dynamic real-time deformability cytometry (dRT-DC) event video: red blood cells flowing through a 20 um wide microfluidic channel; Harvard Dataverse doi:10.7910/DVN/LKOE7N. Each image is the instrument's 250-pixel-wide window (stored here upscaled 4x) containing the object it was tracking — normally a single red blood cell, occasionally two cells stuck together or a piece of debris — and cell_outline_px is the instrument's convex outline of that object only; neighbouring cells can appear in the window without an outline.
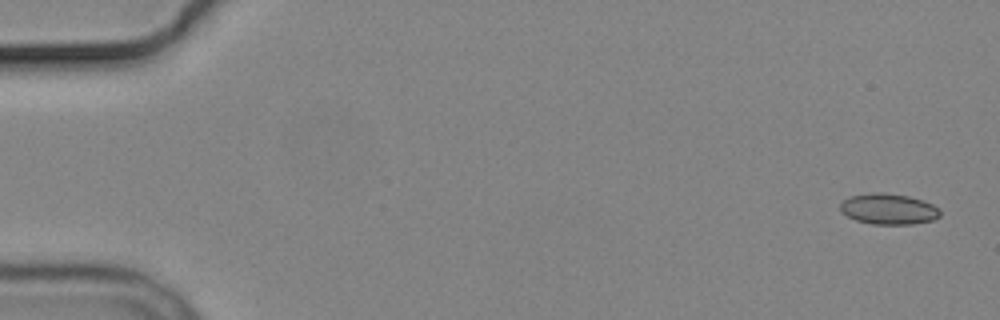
{"species": "common noctule bat (a hibernating species)", "species_latin": "Nyctalus noctula", "temperature_condition": "cold", "stored_images_in_passage": 6, "segment_of_instrument_passage": [1, 2], "camera_frame_rate_fps": 3000, "um_per_image_px": 0.085, "animal": {"sex": "male", "body_mass_g": 19.2, "forearm_length_mm": 51.8}, "frame": {"image": 1, "passage_image": 1, "time_ms": 0.0, "image_size_px": [1000, 320], "cell_outline_px": [[940, 216], [932, 220], [912, 224], [872, 224], [856, 220], [840, 212], [840, 204], [844, 200], [852, 196], [876, 192], [880, 192], [908, 196], [924, 200], [940, 208]], "centroid_in_image_um": [75.54, 17.77], "position_along_channel_um": 9.5, "area_um2": 17.86}}
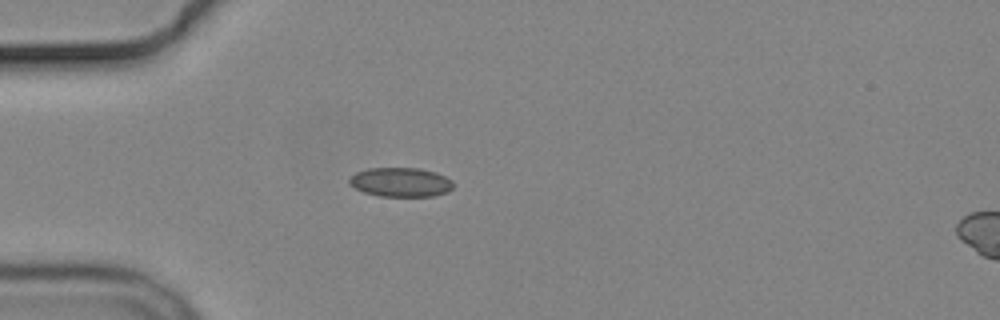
{"frame": {"image": 2, "passage_image": 5, "time_ms": 4.667, "image_size_px": [1000, 320], "cell_outline_px": [[452, 188], [448, 192], [432, 196], [380, 196], [364, 192], [348, 184], [348, 180], [356, 172], [368, 168], [420, 168], [436, 172], [452, 180]], "centroid_in_image_um": [34.05, 15.48], "position_along_channel_um": 50.9, "area_um2": 17.69}}